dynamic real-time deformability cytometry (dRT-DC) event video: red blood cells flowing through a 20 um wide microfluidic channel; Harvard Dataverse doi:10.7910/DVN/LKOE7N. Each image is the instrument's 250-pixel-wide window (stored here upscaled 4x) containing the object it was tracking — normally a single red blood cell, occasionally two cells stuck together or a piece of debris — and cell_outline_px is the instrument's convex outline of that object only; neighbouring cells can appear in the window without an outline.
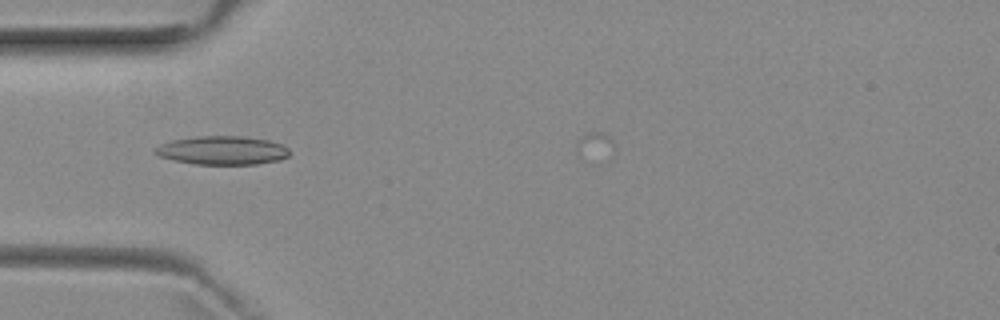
{"species": "common noctule bat (a hibernating species)", "species_latin": "Nyctalus noctula", "temperature_condition": "room temperature", "stored_images_in_passage": 5, "camera_frame_rate_fps": 3000, "um_per_image_px": 0.085, "animal": {"sex": "female", "body_mass_g": 29.2, "forearm_length_mm": 56.3}, "frame": {"image": 1, "passage_image": 4, "time_ms": 3.667, "image_size_px": [1000, 320], "cell_outline_px": [[288, 156], [280, 160], [256, 164], [196, 164], [176, 160], [160, 156], [152, 152], [160, 144], [172, 140], [196, 136], [244, 136], [268, 140], [280, 144], [288, 148]], "centroid_in_image_um": [18.9, 12.77], "position_along_channel_um": 66.1, "area_um2": 22.25}}